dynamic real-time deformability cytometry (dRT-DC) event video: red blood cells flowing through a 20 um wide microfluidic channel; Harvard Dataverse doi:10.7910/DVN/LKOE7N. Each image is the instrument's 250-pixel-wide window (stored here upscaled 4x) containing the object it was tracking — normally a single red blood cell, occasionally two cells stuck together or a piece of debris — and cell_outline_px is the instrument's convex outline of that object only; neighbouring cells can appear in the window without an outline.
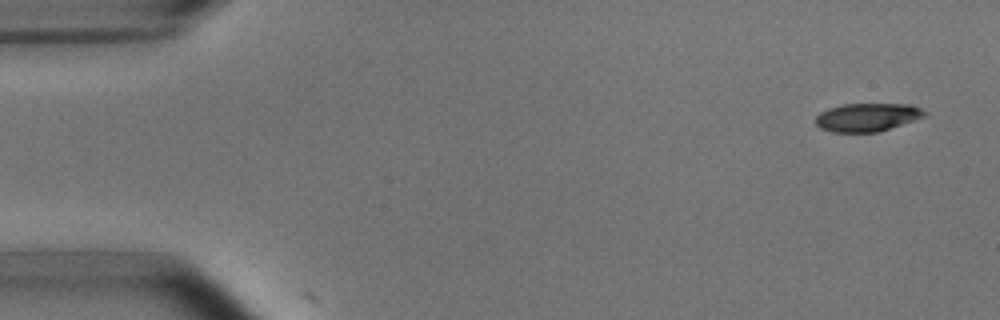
{"species": "common noctule bat (a hibernating species)", "species_latin": "Nyctalus noctula", "temperature_condition": "room temperature", "stored_images_in_passage": 4, "camera_frame_rate_fps": 3000, "um_per_image_px": 0.085, "animal": {"sex": "male", "body_mass_g": 15.6}, "frame": {"image": 1, "passage_image": 1, "time_ms": 0.0, "image_size_px": [1000, 320], "cell_outline_px": [[928, 116], [876, 132], [832, 132], [820, 128], [816, 124], [816, 116], [820, 112], [828, 108], [844, 104], [912, 104], [928, 112]], "centroid_in_image_um": [73.74, 9.96], "position_along_channel_um": 11.3, "area_um2": 17.98}}
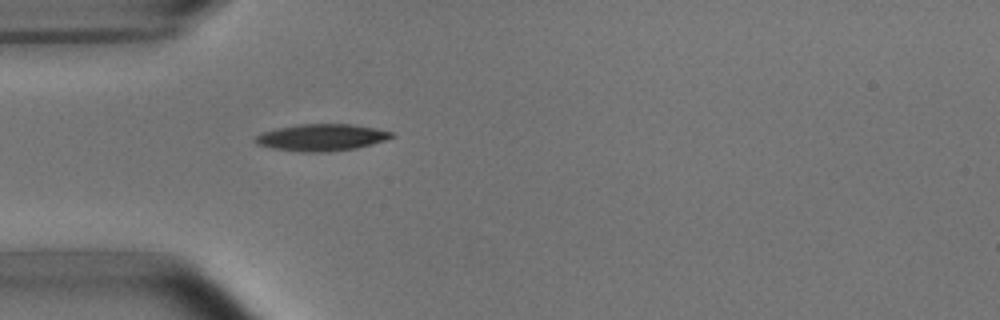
{"frame": {"image": 2, "passage_image": 4, "time_ms": 4.333, "image_size_px": [1000, 320], "cell_outline_px": [[396, 136], [372, 144], [356, 148], [328, 152], [300, 152], [272, 148], [256, 144], [252, 140], [256, 136], [264, 132], [296, 124], [352, 124], [376, 128], [392, 132]], "centroid_in_image_um": [27.33, 11.69], "position_along_channel_um": 57.7, "area_um2": 21.33}}